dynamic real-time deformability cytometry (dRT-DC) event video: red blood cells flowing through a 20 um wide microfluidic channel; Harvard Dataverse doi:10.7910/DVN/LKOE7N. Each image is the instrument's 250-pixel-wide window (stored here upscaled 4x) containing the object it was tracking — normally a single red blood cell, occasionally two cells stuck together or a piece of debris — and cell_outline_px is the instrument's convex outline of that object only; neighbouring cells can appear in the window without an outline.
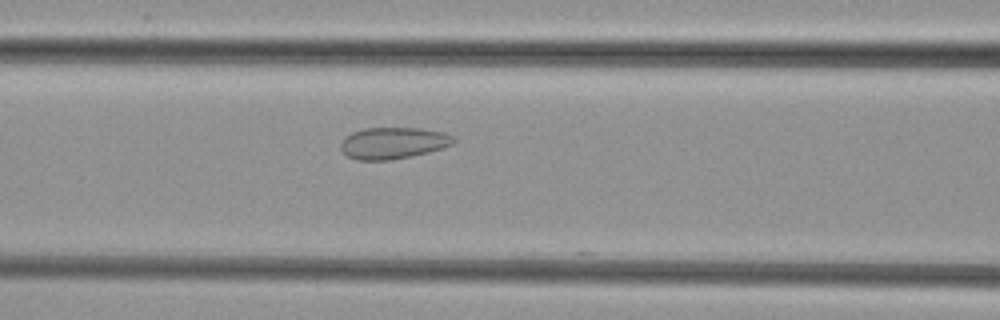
{"species": "common noctule bat (a hibernating species)", "species_latin": "Nyctalus noctula", "temperature_condition": "cold", "stored_images_in_passage": 35, "camera_frame_rate_fps": 3000, "um_per_image_px": 0.085, "animal": {"sex": "female", "body_mass_g": 29.2, "forearm_length_mm": 56.3}, "frame": {"image": 1, "passage_image": 13, "time_ms": 4.0, "image_size_px": [1000, 320], "cell_outline_px": [[456, 140], [452, 144], [428, 152], [412, 156], [388, 160], [356, 160], [348, 156], [340, 148], [340, 144], [344, 136], [352, 132], [364, 128], [420, 128], [444, 132], [456, 136]], "centroid_in_image_um": [33.41, 12.15], "position_along_channel_um": 133.2, "area_um2": 20.87}}
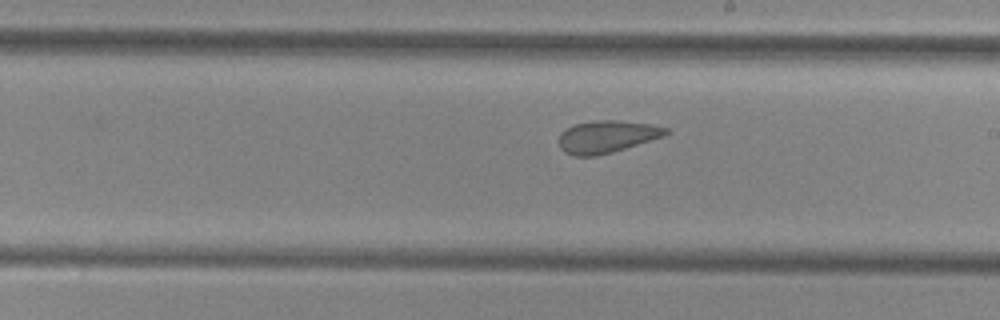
{"frame": {"image": 2, "passage_image": 21, "time_ms": 6.667, "image_size_px": [1000, 320], "cell_outline_px": [[668, 132], [664, 136], [612, 152], [596, 156], [572, 156], [564, 152], [560, 148], [556, 140], [560, 132], [572, 124], [592, 120], [620, 120], [648, 124], [668, 128]], "centroid_in_image_um": [51.49, 11.61], "position_along_channel_um": 237.5, "area_um2": 20.4}}
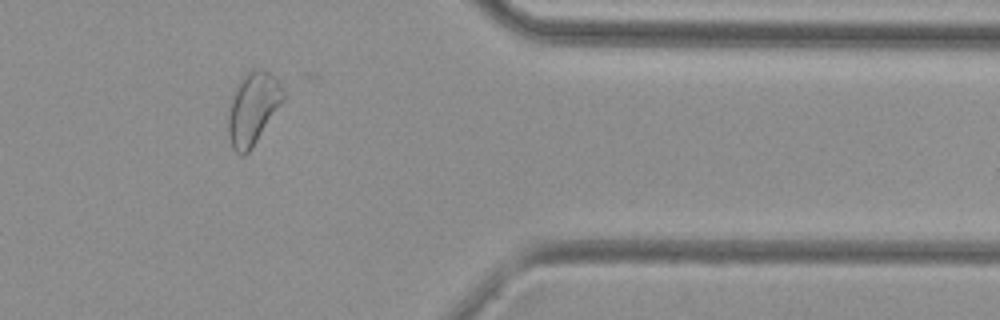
{"frame": {"image": 3, "passage_image": 34, "time_ms": 11.0, "image_size_px": [1000, 320], "cell_outline_px": [[288, 96], [252, 148], [244, 156], [240, 156], [232, 148], [228, 136], [228, 112], [232, 96], [236, 84], [248, 68], [260, 68], [276, 76]], "centroid_in_image_um": [21.52, 9.18], "position_along_channel_um": 389.9, "area_um2": 24.04}}